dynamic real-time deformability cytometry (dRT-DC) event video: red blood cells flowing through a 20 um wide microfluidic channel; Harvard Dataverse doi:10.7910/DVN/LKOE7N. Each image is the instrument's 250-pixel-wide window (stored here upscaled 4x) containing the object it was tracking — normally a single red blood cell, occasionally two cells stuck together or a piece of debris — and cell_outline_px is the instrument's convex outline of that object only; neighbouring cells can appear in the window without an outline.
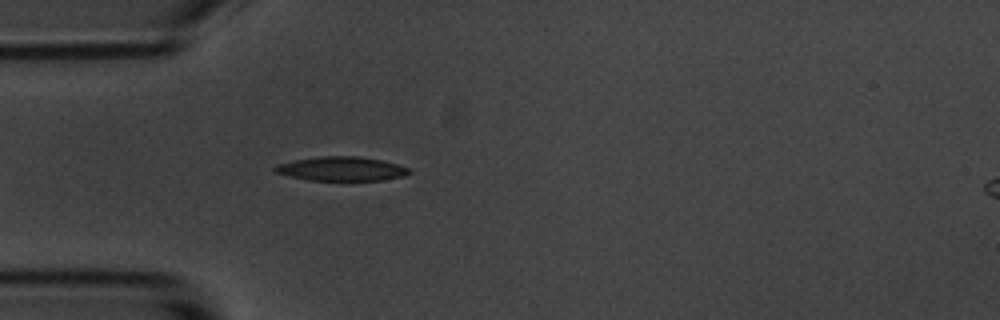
{"species": "common noctule bat (a hibernating species)", "species_latin": "Nyctalus noctula", "temperature_condition": "room temperature", "stored_images_in_passage": 6, "camera_frame_rate_fps": 3000, "um_per_image_px": 0.085, "animal": {"sex": "male", "body_mass_g": 20.1, "forearm_length_mm": 53.5}, "frame": {"image": 1, "passage_image": 6, "time_ms": 6.667, "image_size_px": [1000, 320], "cell_outline_px": [[412, 172], [404, 176], [384, 180], [344, 184], [308, 180], [276, 172], [272, 168], [276, 164], [296, 160], [320, 156], [360, 156], [380, 160], [396, 164], [408, 168]], "centroid_in_image_um": [29.05, 14.4], "position_along_channel_um": 55.9, "area_um2": 19.77}}